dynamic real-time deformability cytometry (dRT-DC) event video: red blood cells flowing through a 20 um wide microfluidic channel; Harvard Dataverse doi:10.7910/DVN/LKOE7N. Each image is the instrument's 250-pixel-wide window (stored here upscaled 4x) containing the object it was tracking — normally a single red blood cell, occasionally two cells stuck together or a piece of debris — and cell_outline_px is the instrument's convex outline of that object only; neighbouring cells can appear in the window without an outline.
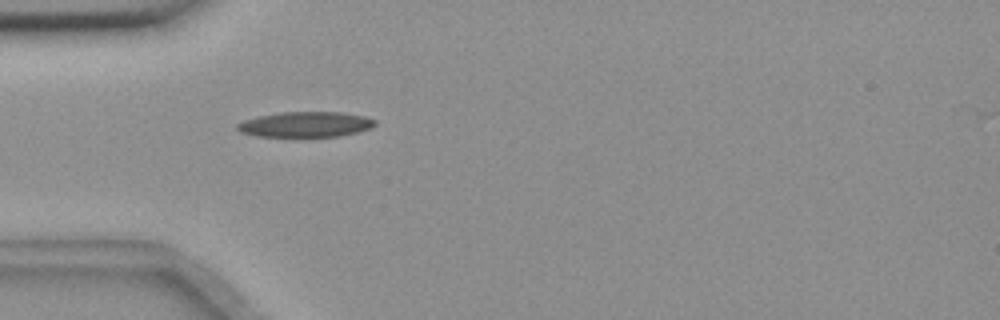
{"species": "common noctule bat (a hibernating species)", "species_latin": "Nyctalus noctula", "temperature_condition": "room temperature", "stored_images_in_passage": 55, "camera_frame_rate_fps": 3000, "um_per_image_px": 0.085, "animal": {"sex": "female", "body_mass_g": 18.4}, "frame": {"image": 1, "passage_image": 16, "time_ms": 5.0, "image_size_px": [1000, 320], "cell_outline_px": [[376, 124], [368, 128], [356, 132], [340, 136], [256, 136], [240, 132], [236, 128], [236, 124], [244, 120], [260, 116], [280, 112], [340, 112], [364, 116], [376, 120]], "centroid_in_image_um": [25.94, 10.57], "position_along_channel_um": 59.1, "area_um2": 20.11}}
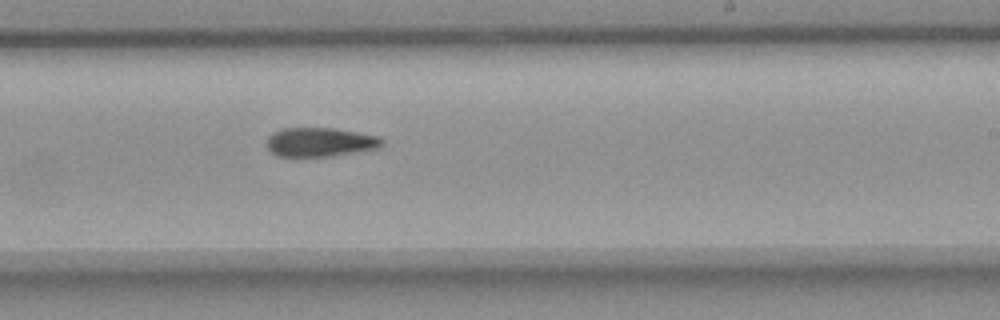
{"frame": {"image": 2, "passage_image": 33, "time_ms": 10.667, "image_size_px": [1000, 320], "cell_outline_px": [[384, 144], [380, 148], [332, 156], [276, 156], [268, 148], [268, 136], [272, 132], [280, 128], [332, 128], [380, 136], [384, 140]], "centroid_in_image_um": [27.24, 12.07], "position_along_channel_um": 261.8, "area_um2": 19.59}}
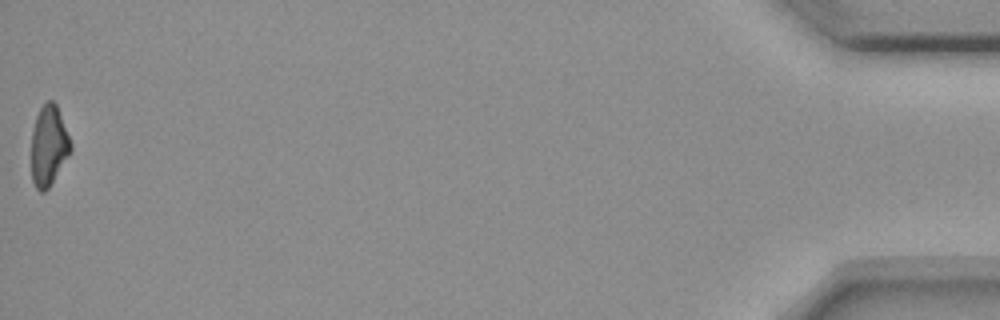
{"frame": {"image": 3, "passage_image": 55, "time_ms": 18.0, "image_size_px": [1000, 320], "cell_outline_px": [[72, 148], [68, 156], [48, 188], [44, 192], [40, 192], [36, 188], [32, 180], [32, 132], [36, 116], [40, 108], [48, 100], [52, 100], [56, 104], [72, 144]], "centroid_in_image_um": [4.14, 12.38], "position_along_channel_um": 431.1, "area_um2": 18.09}}